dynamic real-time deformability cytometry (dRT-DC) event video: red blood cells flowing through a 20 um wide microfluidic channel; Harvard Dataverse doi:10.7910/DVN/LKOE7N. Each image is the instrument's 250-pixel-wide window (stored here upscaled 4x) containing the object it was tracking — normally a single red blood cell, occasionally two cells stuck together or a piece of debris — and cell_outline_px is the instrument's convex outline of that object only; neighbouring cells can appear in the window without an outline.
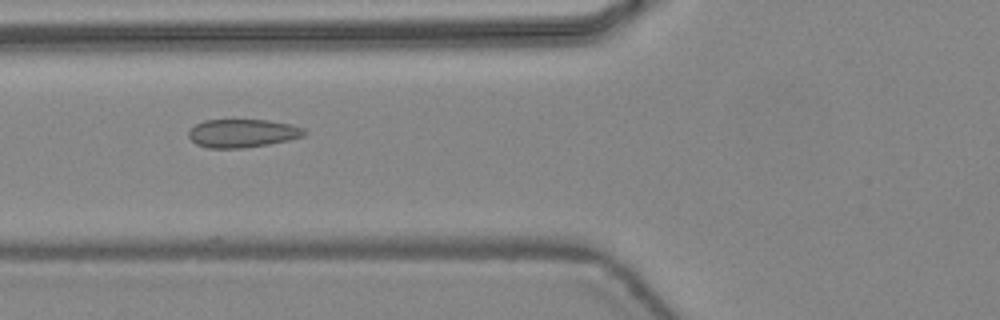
{"species": "common noctule bat (a hibernating species)", "species_latin": "Nyctalus noctula", "temperature_condition": "warm", "stored_images_in_passage": 41, "camera_frame_rate_fps": 3000, "um_per_image_px": 0.085, "animal": {"sex": "female", "body_mass_g": 24.6, "forearm_length_mm": 56.2}, "frame": {"image": 1, "passage_image": 13, "time_ms": 4.0, "image_size_px": [1000, 320], "cell_outline_px": [[308, 132], [304, 136], [288, 140], [268, 144], [240, 148], [208, 148], [196, 144], [188, 136], [188, 132], [196, 124], [204, 120], [268, 120], [292, 124], [304, 128]], "centroid_in_image_um": [20.63, 11.32], "position_along_channel_um": 105.2, "area_um2": 19.07}}
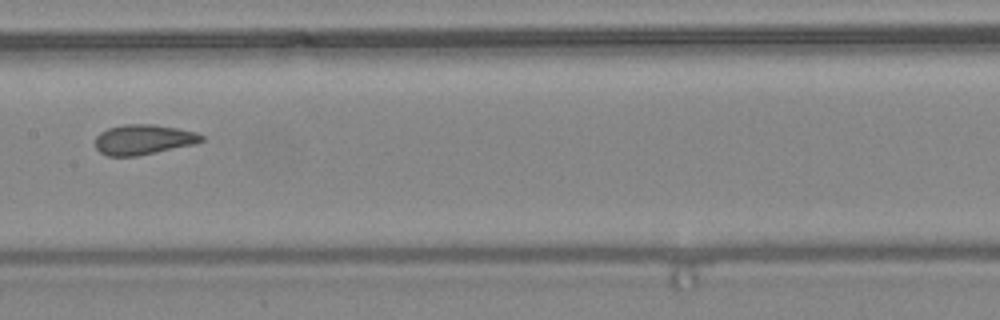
{"frame": {"image": 2, "passage_image": 19, "time_ms": 6.0, "image_size_px": [1000, 320], "cell_outline_px": [[204, 140], [192, 144], [156, 152], [136, 156], [108, 156], [100, 152], [96, 148], [96, 136], [100, 132], [108, 128], [124, 124], [152, 124], [176, 128], [196, 132], [204, 136]], "centroid_in_image_um": [12.16, 11.86], "position_along_channel_um": 195.2, "area_um2": 18.44}}
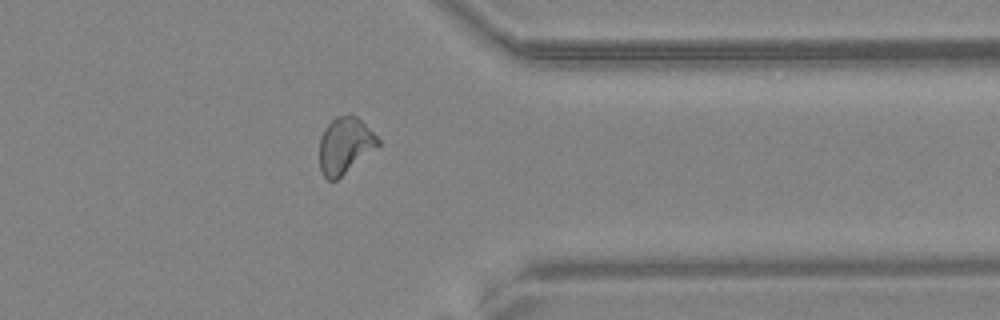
{"frame": {"image": 3, "passage_image": 32, "time_ms": 10.333, "image_size_px": [1000, 320], "cell_outline_px": [[380, 144], [336, 180], [328, 180], [324, 176], [320, 168], [320, 136], [324, 128], [336, 116], [348, 112], [356, 116], [380, 140]], "centroid_in_image_um": [29.29, 12.33], "position_along_channel_um": 382.1, "area_um2": 18.96}, "authors_computed_cell_mechanics": {"area_um2": 19.3052, "velocity_mm_per_s": 4.4926, "shape_relaxation_time_tau1_ms": null, "shape_relaxation_time_tau2_ms": 0.6507, "deformation_change_tau1": null, "deformation_change_tau2": 0.0449}}